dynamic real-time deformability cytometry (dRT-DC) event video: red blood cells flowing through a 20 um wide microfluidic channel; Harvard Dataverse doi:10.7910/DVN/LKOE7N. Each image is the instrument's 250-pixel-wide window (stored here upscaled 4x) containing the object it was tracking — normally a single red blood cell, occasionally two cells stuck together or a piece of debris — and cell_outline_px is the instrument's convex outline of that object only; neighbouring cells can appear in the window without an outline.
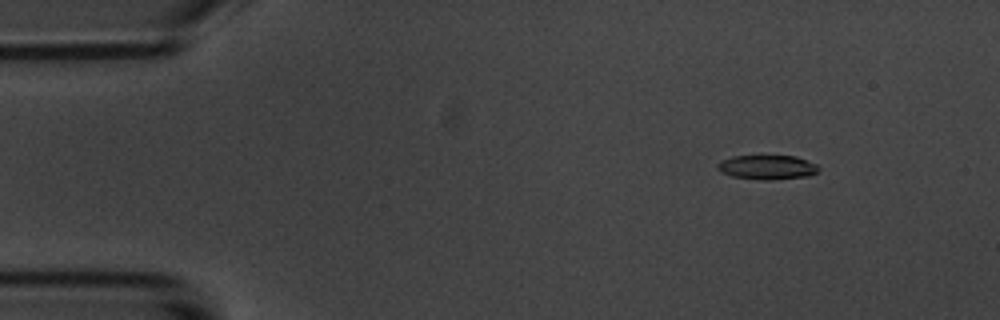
{"species": "common noctule bat (a hibernating species)", "species_latin": "Nyctalus noctula", "temperature_condition": "room temperature", "stored_images_in_passage": 11, "camera_frame_rate_fps": 3000, "um_per_image_px": 0.085, "animal": {"sex": "male", "body_mass_g": 20.1, "forearm_length_mm": 53.5}, "frame": {"image": 1, "passage_image": 2, "time_ms": 2.0, "image_size_px": [1000, 320], "cell_outline_px": [[820, 168], [816, 172], [808, 176], [772, 180], [760, 180], [732, 176], [720, 172], [716, 168], [716, 164], [732, 156], [796, 156], [816, 164]], "centroid_in_image_um": [65.2, 14.22], "position_along_channel_um": 19.8, "area_um2": 14.33}}
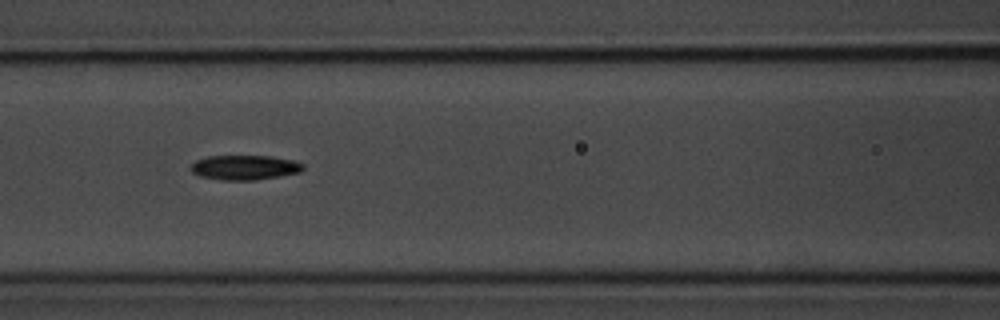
{"frame": {"image": 2, "passage_image": 7, "time_ms": 7.667, "image_size_px": [1000, 320], "cell_outline_px": [[304, 168], [300, 172], [252, 180], [224, 180], [200, 176], [192, 172], [192, 164], [196, 160], [208, 156], [272, 156], [292, 160], [304, 164]], "centroid_in_image_um": [20.8, 14.22], "position_along_channel_um": 145.8, "area_um2": 15.9}}
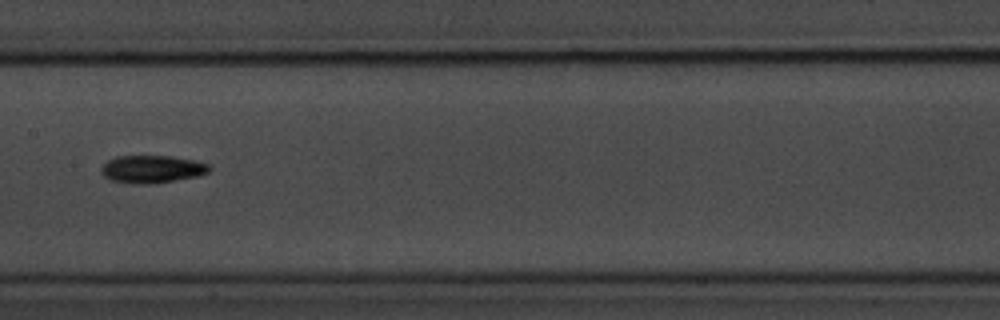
{"frame": {"image": 3, "passage_image": 8, "time_ms": 9.0, "image_size_px": [1000, 320], "cell_outline_px": [[212, 168], [208, 172], [196, 176], [148, 184], [136, 184], [108, 180], [100, 172], [100, 168], [108, 160], [116, 156], [172, 156], [196, 160], [208, 164]], "centroid_in_image_um": [12.88, 14.37], "position_along_channel_um": 194.5, "area_um2": 17.4}}